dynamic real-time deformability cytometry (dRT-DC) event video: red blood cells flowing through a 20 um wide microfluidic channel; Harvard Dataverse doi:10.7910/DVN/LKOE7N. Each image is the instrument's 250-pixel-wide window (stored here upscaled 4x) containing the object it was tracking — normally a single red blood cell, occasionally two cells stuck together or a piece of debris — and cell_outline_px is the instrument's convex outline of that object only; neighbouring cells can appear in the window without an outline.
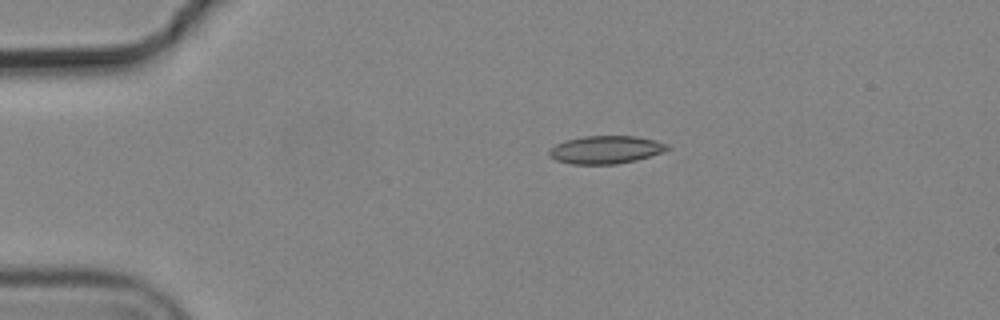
{"species": "common noctule bat (a hibernating species)", "species_latin": "Nyctalus noctula", "temperature_condition": "cold", "stored_images_in_passage": 7, "camera_frame_rate_fps": 3000, "um_per_image_px": 0.085, "animal": {"sex": "male", "body_mass_g": 19.2, "forearm_length_mm": 51.8}, "frame": {"image": 1, "passage_image": 2, "time_ms": 0.333, "image_size_px": [1000, 320], "cell_outline_px": [[672, 148], [664, 152], [636, 160], [616, 164], [572, 164], [556, 160], [548, 156], [548, 152], [556, 144], [564, 140], [584, 136], [636, 136], [656, 140], [668, 144]], "centroid_in_image_um": [51.51, 12.72], "position_along_channel_um": 33.5, "area_um2": 19.36}}
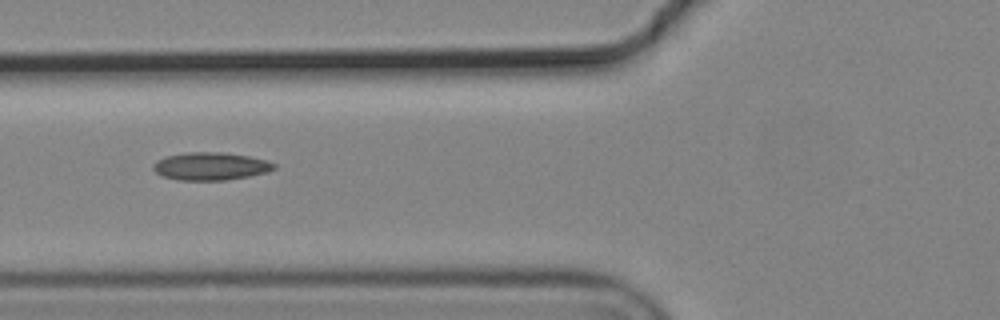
{"frame": {"image": 2, "passage_image": 5, "time_ms": 1.333, "image_size_px": [1000, 320], "cell_outline_px": [[276, 168], [268, 172], [228, 180], [180, 180], [160, 176], [152, 168], [152, 164], [156, 160], [164, 156], [188, 152], [224, 152], [248, 156], [268, 160], [276, 164]], "centroid_in_image_um": [17.89, 14.12], "position_along_channel_um": 107.9, "area_um2": 19.83}}
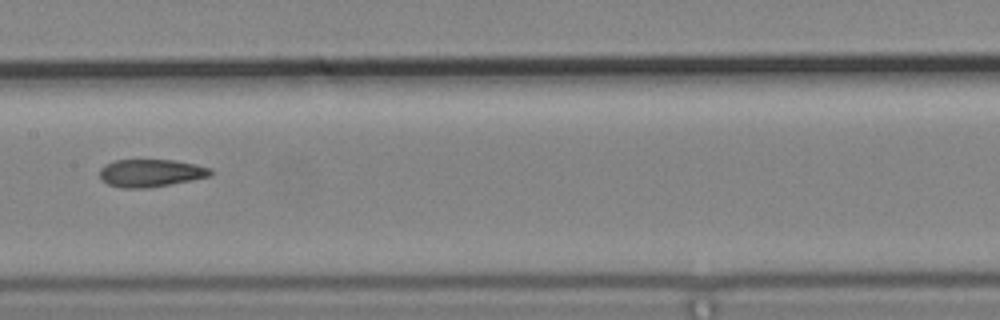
{"frame": {"image": 3, "passage_image": 7, "time_ms": 2.0, "image_size_px": [1000, 320], "cell_outline_px": [[212, 172], [208, 176], [192, 180], [148, 188], [124, 188], [108, 184], [100, 176], [100, 168], [104, 164], [116, 160], [176, 160], [196, 164], [212, 168]], "centroid_in_image_um": [12.82, 14.7], "position_along_channel_um": 194.6, "area_um2": 17.8}}